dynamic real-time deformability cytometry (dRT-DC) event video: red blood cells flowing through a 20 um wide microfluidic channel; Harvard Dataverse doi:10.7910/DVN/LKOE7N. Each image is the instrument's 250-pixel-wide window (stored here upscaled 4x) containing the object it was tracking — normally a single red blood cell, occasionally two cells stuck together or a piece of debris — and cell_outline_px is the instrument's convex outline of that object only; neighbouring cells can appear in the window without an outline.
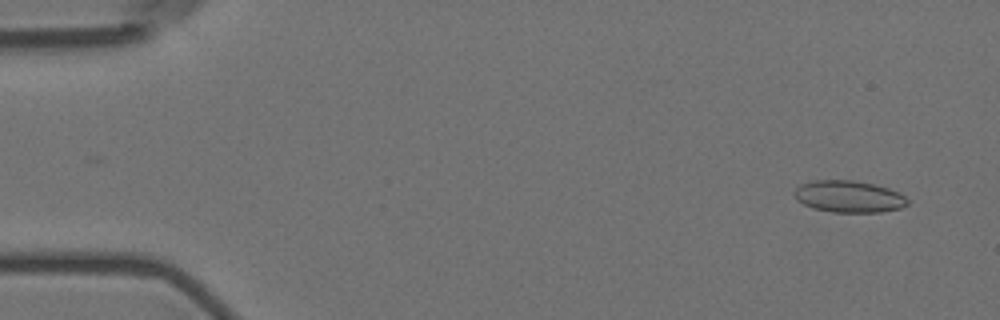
{"species": "Egyptian fruit bat (a non-hibernating species)", "species_latin": "Rousettus aegyptiacus", "temperature_condition": "room temperature", "stored_images_in_passage": 6, "camera_frame_rate_fps": 3000, "um_per_image_px": 0.085, "animal": {"sex": "female"}, "frame": {"image": 1, "passage_image": 1, "time_ms": 0.0, "image_size_px": [1000, 320], "cell_outline_px": [[908, 204], [900, 208], [880, 212], [832, 212], [812, 208], [796, 200], [792, 192], [800, 184], [812, 180], [852, 180], [872, 184], [888, 188], [904, 196], [908, 200]], "centroid_in_image_um": [72.09, 16.7], "position_along_channel_um": 12.9, "area_um2": 20.98}}
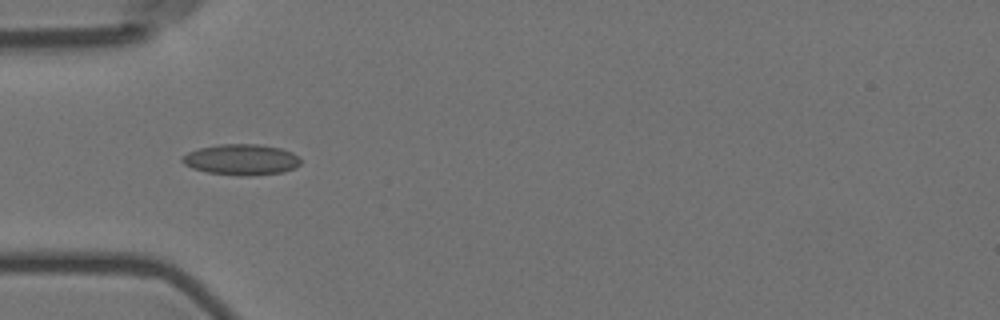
{"frame": {"image": 2, "passage_image": 5, "time_ms": 1.333, "image_size_px": [1000, 320], "cell_outline_px": [[300, 164], [296, 168], [280, 172], [248, 176], [236, 176], [208, 172], [192, 168], [184, 164], [180, 160], [188, 152], [200, 148], [220, 144], [256, 144], [280, 148], [292, 152], [300, 156]], "centroid_in_image_um": [20.53, 13.57], "position_along_channel_um": 64.5, "area_um2": 21.27}}
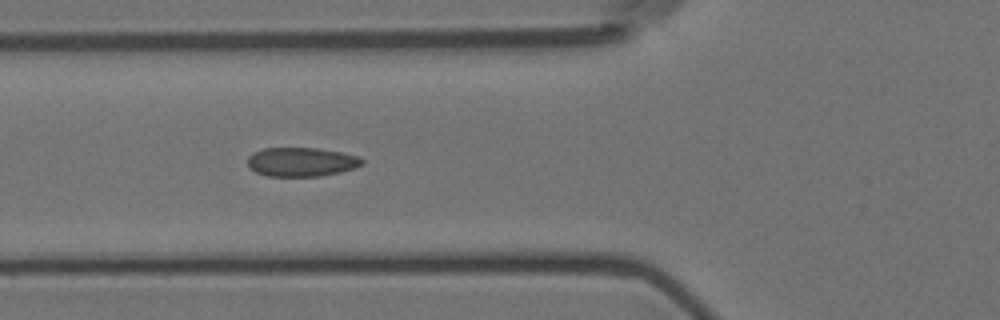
{"frame": {"image": 3, "passage_image": 6, "time_ms": 1.667, "image_size_px": [1000, 320], "cell_outline_px": [[364, 164], [356, 168], [340, 172], [320, 176], [268, 176], [256, 172], [248, 168], [248, 156], [252, 152], [264, 148], [316, 148], [340, 152], [360, 156], [364, 160]], "centroid_in_image_um": [25.63, 13.76], "position_along_channel_um": 100.2, "area_um2": 19.54}}